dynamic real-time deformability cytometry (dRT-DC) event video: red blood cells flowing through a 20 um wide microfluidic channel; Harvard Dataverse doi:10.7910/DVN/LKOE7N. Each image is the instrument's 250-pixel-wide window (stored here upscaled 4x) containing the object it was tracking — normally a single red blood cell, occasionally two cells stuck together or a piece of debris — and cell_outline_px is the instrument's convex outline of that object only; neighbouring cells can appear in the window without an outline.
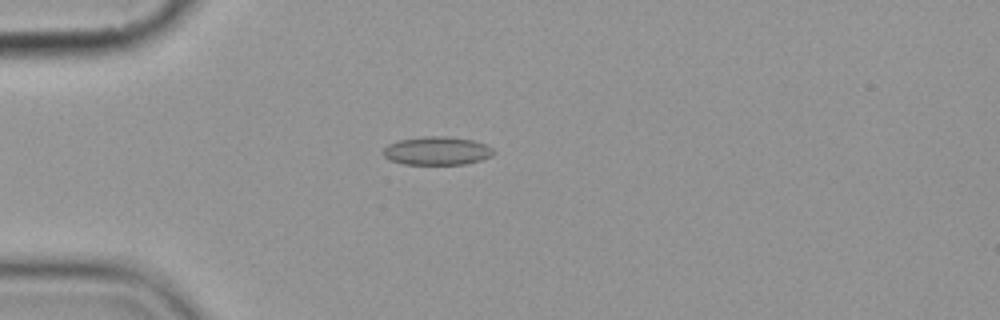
{"species": "common noctule bat (a hibernating species)", "species_latin": "Nyctalus noctula", "temperature_condition": "cold", "stored_images_in_passage": 6, "camera_frame_rate_fps": 3000, "um_per_image_px": 0.085, "animal": {"sex": "female", "body_mass_g": 19.9}, "frame": {"image": 1, "passage_image": 5, "time_ms": 4.333, "image_size_px": [1000, 320], "cell_outline_px": [[496, 152], [492, 156], [480, 160], [464, 164], [404, 164], [388, 160], [380, 152], [388, 144], [400, 140], [424, 136], [448, 136], [472, 140], [484, 144], [492, 148]], "centroid_in_image_um": [37.11, 12.82], "position_along_channel_um": 47.9, "area_um2": 18.32}}
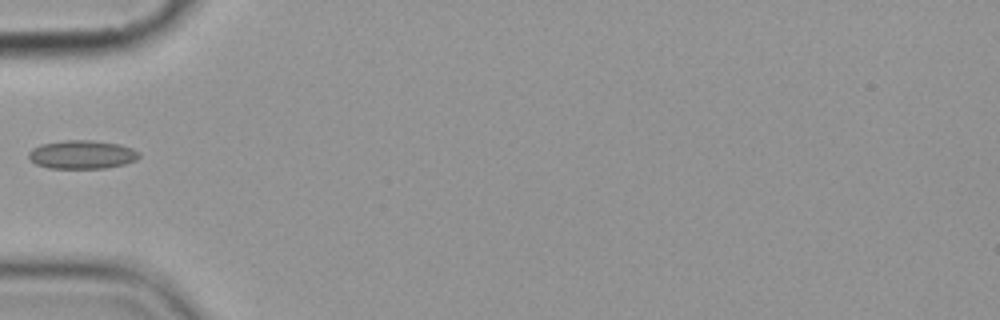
{"frame": {"image": 2, "passage_image": 6, "time_ms": 5.667, "image_size_px": [1000, 320], "cell_outline_px": [[140, 156], [136, 160], [124, 164], [104, 168], [48, 168], [36, 164], [28, 156], [28, 152], [32, 148], [40, 144], [64, 140], [92, 140], [120, 144], [132, 148], [140, 152]], "centroid_in_image_um": [6.97, 13.13], "position_along_channel_um": 78.0, "area_um2": 18.44}}